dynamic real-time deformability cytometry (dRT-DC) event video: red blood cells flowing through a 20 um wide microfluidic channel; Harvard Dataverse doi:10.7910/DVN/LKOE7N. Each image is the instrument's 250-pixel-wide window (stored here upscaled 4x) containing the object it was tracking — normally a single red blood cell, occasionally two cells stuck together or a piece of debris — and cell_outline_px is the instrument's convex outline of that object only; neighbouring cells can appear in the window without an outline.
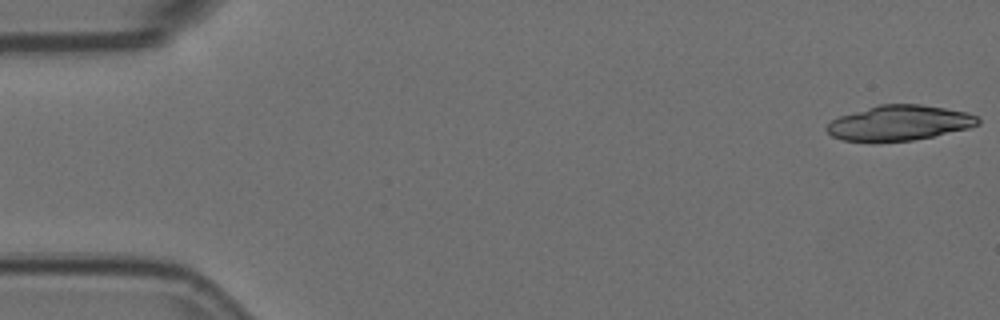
{"species": "Egyptian fruit bat (a non-hibernating species)", "species_latin": "Rousettus aegyptiacus", "temperature_condition": "room temperature", "stored_images_in_passage": 4, "camera_frame_rate_fps": 3000, "um_per_image_px": 0.085, "animal": {"sex": "female"}, "frame": {"image": 1, "passage_image": 1, "time_ms": 0.0, "image_size_px": [1000, 320], "cell_outline_px": [[980, 124], [968, 128], [932, 136], [912, 140], [844, 140], [832, 136], [824, 128], [832, 120], [840, 116], [880, 104], [920, 104], [968, 112], [976, 116], [980, 120]], "centroid_in_image_um": [76.47, 10.43], "position_along_channel_um": 8.5, "area_um2": 30.29}}